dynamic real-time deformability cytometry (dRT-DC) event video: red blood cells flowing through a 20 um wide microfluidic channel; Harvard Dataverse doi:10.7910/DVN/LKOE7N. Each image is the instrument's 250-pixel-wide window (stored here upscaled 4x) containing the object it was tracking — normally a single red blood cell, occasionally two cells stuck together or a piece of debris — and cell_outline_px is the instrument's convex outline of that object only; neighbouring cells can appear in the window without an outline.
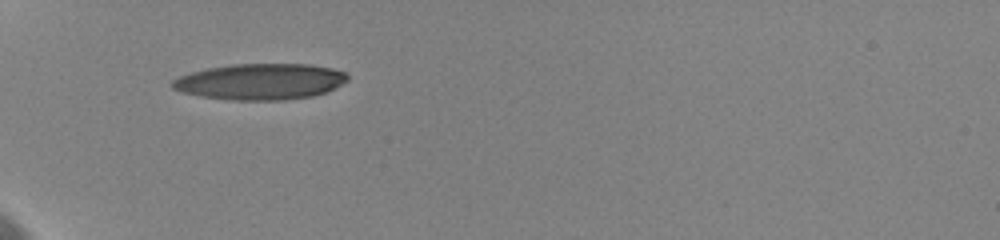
{"species": "human", "species_latin": "Homo sapiens", "temperature_condition": "cold", "stored_images_in_passage": 22, "camera_frame_rate_fps": 3000, "um_per_image_px": 0.085, "donor": {"sex": "female"}, "frame": {"image": 1, "passage_image": 1, "time_ms": 0.0, "image_size_px": [1000, 240], "cell_outline_px": [[348, 80], [324, 92], [312, 96], [284, 100], [232, 100], [204, 96], [184, 92], [172, 88], [172, 80], [180, 76], [192, 72], [208, 68], [232, 64], [308, 64], [332, 68], [348, 72]], "centroid_in_image_um": [22.16, 6.93], "position_along_channel_um": 62.8, "area_um2": 36.53}}